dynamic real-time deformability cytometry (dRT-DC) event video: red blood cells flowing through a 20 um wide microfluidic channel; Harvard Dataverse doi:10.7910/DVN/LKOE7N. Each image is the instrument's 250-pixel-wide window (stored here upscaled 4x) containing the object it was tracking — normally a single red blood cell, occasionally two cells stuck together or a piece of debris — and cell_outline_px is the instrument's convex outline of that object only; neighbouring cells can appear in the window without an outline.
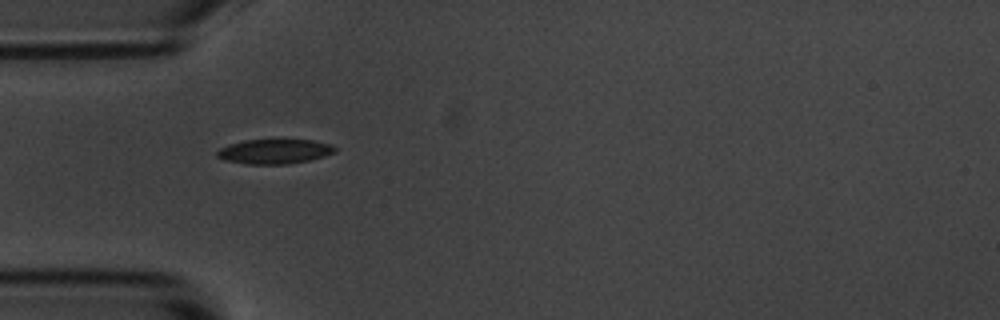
{"species": "common noctule bat (a hibernating species)", "species_latin": "Nyctalus noctula", "temperature_condition": "room temperature", "stored_images_in_passage": 6, "camera_frame_rate_fps": 3000, "um_per_image_px": 0.085, "animal": {"sex": "male", "body_mass_g": 20.1, "forearm_length_mm": 53.5}, "frame": {"image": 1, "passage_image": 1, "time_ms": 0.0, "image_size_px": [1000, 320], "cell_outline_px": [[336, 152], [324, 156], [308, 160], [288, 164], [244, 164], [228, 160], [216, 156], [216, 152], [220, 148], [228, 144], [244, 140], [312, 140], [332, 144], [336, 148]], "centroid_in_image_um": [23.34, 12.87], "position_along_channel_um": 61.7, "area_um2": 16.88}}
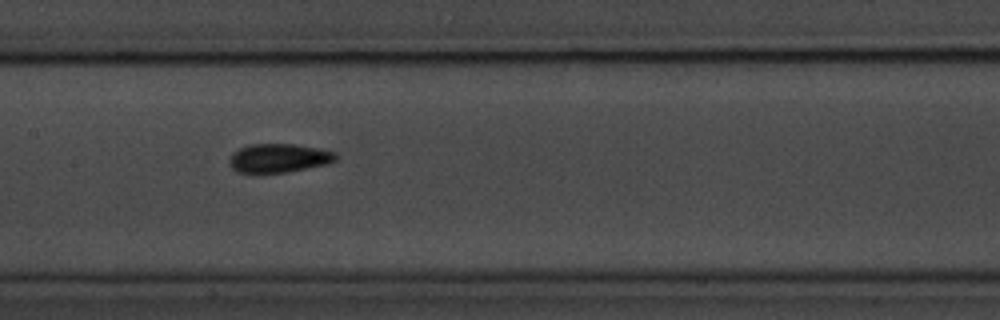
{"frame": {"image": 2, "passage_image": 4, "time_ms": 3.333, "image_size_px": [1000, 320], "cell_outline_px": [[336, 160], [324, 164], [288, 172], [236, 172], [228, 164], [228, 160], [232, 152], [248, 144], [296, 144], [320, 148], [336, 152]], "centroid_in_image_um": [23.66, 13.42], "position_along_channel_um": 183.7, "area_um2": 17.86}}
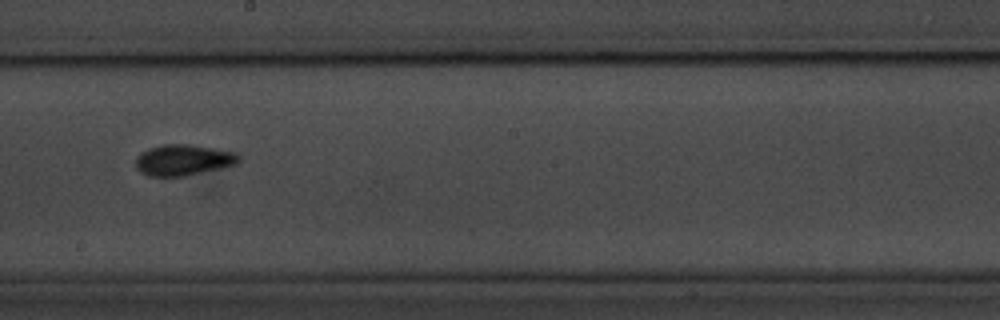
{"frame": {"image": 3, "passage_image": 5, "time_ms": 4.667, "image_size_px": [1000, 320], "cell_outline_px": [[240, 160], [236, 164], [220, 168], [184, 176], [148, 176], [140, 172], [136, 168], [136, 156], [140, 152], [148, 148], [164, 144], [188, 144], [236, 152], [240, 156]], "centroid_in_image_um": [15.55, 13.59], "position_along_channel_um": 232.7, "area_um2": 18.61}}